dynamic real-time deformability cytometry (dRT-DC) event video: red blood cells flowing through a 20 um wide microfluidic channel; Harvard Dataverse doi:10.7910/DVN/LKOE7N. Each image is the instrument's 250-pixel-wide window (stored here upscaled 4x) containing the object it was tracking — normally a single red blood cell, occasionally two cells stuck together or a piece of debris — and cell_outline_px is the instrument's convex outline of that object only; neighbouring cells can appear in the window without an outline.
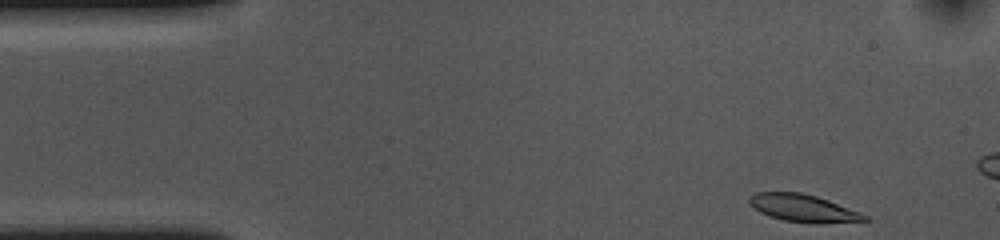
{"species": "common noctule bat (a hibernating species)", "species_latin": "Nyctalus noctula", "temperature_condition": "cold", "stored_images_in_passage": 11, "camera_frame_rate_fps": 3000, "um_per_image_px": 0.085, "animal": {"sex": "female", "body_mass_g": 10.0, "forearm_length_mm": 53.1}, "frame": {"image": 1, "passage_image": 1, "time_ms": 0.0, "image_size_px": [1000, 240], "cell_outline_px": [[872, 220], [820, 224], [812, 224], [784, 220], [760, 212], [748, 200], [748, 196], [756, 192], [800, 192], [816, 196], [828, 200], [868, 216]], "centroid_in_image_um": [68.3, 17.7], "position_along_channel_um": 16.7, "area_um2": 18.32}}